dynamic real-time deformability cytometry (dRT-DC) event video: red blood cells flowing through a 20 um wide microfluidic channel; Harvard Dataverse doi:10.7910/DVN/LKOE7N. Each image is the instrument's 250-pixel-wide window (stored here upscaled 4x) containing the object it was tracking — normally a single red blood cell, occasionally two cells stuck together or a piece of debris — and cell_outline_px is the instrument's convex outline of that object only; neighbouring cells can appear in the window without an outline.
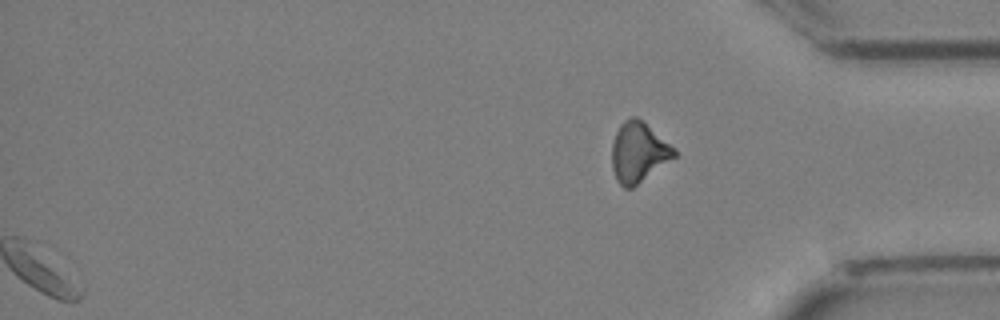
{"species": "Egyptian fruit bat (a non-hibernating species)", "species_latin": "Rousettus aegyptiacus", "temperature_condition": "cold", "stored_images_in_passage": 30, "segment_of_instrument_passage": [2, 2], "camera_frame_rate_fps": 3000, "um_per_image_px": 0.085, "animal": {"sex": "female"}, "frame": {"image": 1, "passage_image": 30, "time_ms": 9.667, "image_size_px": [1000, 320], "cell_outline_px": [[676, 156], [632, 188], [624, 188], [616, 180], [612, 168], [612, 144], [616, 132], [620, 124], [624, 120], [632, 116], [636, 116], [676, 148]], "centroid_in_image_um": [54.26, 12.94], "position_along_channel_um": 380.9, "area_um2": 21.68}}